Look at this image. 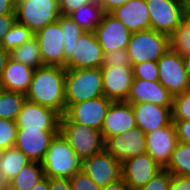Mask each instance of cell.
Returning <instances> with one entry per match:
<instances>
[{
  "label": "cell",
  "instance_id": "31",
  "mask_svg": "<svg viewBox=\"0 0 190 190\" xmlns=\"http://www.w3.org/2000/svg\"><path fill=\"white\" fill-rule=\"evenodd\" d=\"M169 43L174 52L190 55V22L186 18L169 35Z\"/></svg>",
  "mask_w": 190,
  "mask_h": 190
},
{
  "label": "cell",
  "instance_id": "48",
  "mask_svg": "<svg viewBox=\"0 0 190 190\" xmlns=\"http://www.w3.org/2000/svg\"><path fill=\"white\" fill-rule=\"evenodd\" d=\"M9 58V51L0 46V79Z\"/></svg>",
  "mask_w": 190,
  "mask_h": 190
},
{
  "label": "cell",
  "instance_id": "41",
  "mask_svg": "<svg viewBox=\"0 0 190 190\" xmlns=\"http://www.w3.org/2000/svg\"><path fill=\"white\" fill-rule=\"evenodd\" d=\"M175 128L178 141L190 143V121L188 120H172Z\"/></svg>",
  "mask_w": 190,
  "mask_h": 190
},
{
  "label": "cell",
  "instance_id": "28",
  "mask_svg": "<svg viewBox=\"0 0 190 190\" xmlns=\"http://www.w3.org/2000/svg\"><path fill=\"white\" fill-rule=\"evenodd\" d=\"M9 56L12 60L25 64L33 69L44 66L40 56L39 43L35 37L21 46L12 49L9 52Z\"/></svg>",
  "mask_w": 190,
  "mask_h": 190
},
{
  "label": "cell",
  "instance_id": "2",
  "mask_svg": "<svg viewBox=\"0 0 190 190\" xmlns=\"http://www.w3.org/2000/svg\"><path fill=\"white\" fill-rule=\"evenodd\" d=\"M44 177L70 179L81 168V159L60 132L40 162Z\"/></svg>",
  "mask_w": 190,
  "mask_h": 190
},
{
  "label": "cell",
  "instance_id": "46",
  "mask_svg": "<svg viewBox=\"0 0 190 190\" xmlns=\"http://www.w3.org/2000/svg\"><path fill=\"white\" fill-rule=\"evenodd\" d=\"M16 0H0V16L15 14Z\"/></svg>",
  "mask_w": 190,
  "mask_h": 190
},
{
  "label": "cell",
  "instance_id": "34",
  "mask_svg": "<svg viewBox=\"0 0 190 190\" xmlns=\"http://www.w3.org/2000/svg\"><path fill=\"white\" fill-rule=\"evenodd\" d=\"M172 120L190 121V89L173 96Z\"/></svg>",
  "mask_w": 190,
  "mask_h": 190
},
{
  "label": "cell",
  "instance_id": "27",
  "mask_svg": "<svg viewBox=\"0 0 190 190\" xmlns=\"http://www.w3.org/2000/svg\"><path fill=\"white\" fill-rule=\"evenodd\" d=\"M44 177L40 162L31 161L13 178L3 190H31Z\"/></svg>",
  "mask_w": 190,
  "mask_h": 190
},
{
  "label": "cell",
  "instance_id": "51",
  "mask_svg": "<svg viewBox=\"0 0 190 190\" xmlns=\"http://www.w3.org/2000/svg\"><path fill=\"white\" fill-rule=\"evenodd\" d=\"M180 3L182 4L184 9L190 7V0H180Z\"/></svg>",
  "mask_w": 190,
  "mask_h": 190
},
{
  "label": "cell",
  "instance_id": "26",
  "mask_svg": "<svg viewBox=\"0 0 190 190\" xmlns=\"http://www.w3.org/2000/svg\"><path fill=\"white\" fill-rule=\"evenodd\" d=\"M105 12L96 1H90L68 16L76 22L84 32H94L101 23Z\"/></svg>",
  "mask_w": 190,
  "mask_h": 190
},
{
  "label": "cell",
  "instance_id": "7",
  "mask_svg": "<svg viewBox=\"0 0 190 190\" xmlns=\"http://www.w3.org/2000/svg\"><path fill=\"white\" fill-rule=\"evenodd\" d=\"M158 81L173 95L190 89V81L184 66L183 56L168 49L157 61Z\"/></svg>",
  "mask_w": 190,
  "mask_h": 190
},
{
  "label": "cell",
  "instance_id": "25",
  "mask_svg": "<svg viewBox=\"0 0 190 190\" xmlns=\"http://www.w3.org/2000/svg\"><path fill=\"white\" fill-rule=\"evenodd\" d=\"M30 162V159L15 146L0 151V190H3Z\"/></svg>",
  "mask_w": 190,
  "mask_h": 190
},
{
  "label": "cell",
  "instance_id": "4",
  "mask_svg": "<svg viewBox=\"0 0 190 190\" xmlns=\"http://www.w3.org/2000/svg\"><path fill=\"white\" fill-rule=\"evenodd\" d=\"M59 132L80 159H86L105 149V141L100 130L74 123L65 115L60 117Z\"/></svg>",
  "mask_w": 190,
  "mask_h": 190
},
{
  "label": "cell",
  "instance_id": "36",
  "mask_svg": "<svg viewBox=\"0 0 190 190\" xmlns=\"http://www.w3.org/2000/svg\"><path fill=\"white\" fill-rule=\"evenodd\" d=\"M134 78H141L146 81H158L159 72L157 62L149 61L132 66Z\"/></svg>",
  "mask_w": 190,
  "mask_h": 190
},
{
  "label": "cell",
  "instance_id": "42",
  "mask_svg": "<svg viewBox=\"0 0 190 190\" xmlns=\"http://www.w3.org/2000/svg\"><path fill=\"white\" fill-rule=\"evenodd\" d=\"M168 190H190V176H177L171 174Z\"/></svg>",
  "mask_w": 190,
  "mask_h": 190
},
{
  "label": "cell",
  "instance_id": "23",
  "mask_svg": "<svg viewBox=\"0 0 190 190\" xmlns=\"http://www.w3.org/2000/svg\"><path fill=\"white\" fill-rule=\"evenodd\" d=\"M110 13L119 19L131 33L151 29L146 0H130Z\"/></svg>",
  "mask_w": 190,
  "mask_h": 190
},
{
  "label": "cell",
  "instance_id": "8",
  "mask_svg": "<svg viewBox=\"0 0 190 190\" xmlns=\"http://www.w3.org/2000/svg\"><path fill=\"white\" fill-rule=\"evenodd\" d=\"M151 29L170 35L184 20L185 9L180 0H146Z\"/></svg>",
  "mask_w": 190,
  "mask_h": 190
},
{
  "label": "cell",
  "instance_id": "1",
  "mask_svg": "<svg viewBox=\"0 0 190 190\" xmlns=\"http://www.w3.org/2000/svg\"><path fill=\"white\" fill-rule=\"evenodd\" d=\"M66 68L44 65L34 70L26 100L56 111L63 116L65 102Z\"/></svg>",
  "mask_w": 190,
  "mask_h": 190
},
{
  "label": "cell",
  "instance_id": "14",
  "mask_svg": "<svg viewBox=\"0 0 190 190\" xmlns=\"http://www.w3.org/2000/svg\"><path fill=\"white\" fill-rule=\"evenodd\" d=\"M162 168L148 154L137 155L121 163V178L130 190H137L148 183Z\"/></svg>",
  "mask_w": 190,
  "mask_h": 190
},
{
  "label": "cell",
  "instance_id": "40",
  "mask_svg": "<svg viewBox=\"0 0 190 190\" xmlns=\"http://www.w3.org/2000/svg\"><path fill=\"white\" fill-rule=\"evenodd\" d=\"M93 0H58L61 15L68 16L81 6Z\"/></svg>",
  "mask_w": 190,
  "mask_h": 190
},
{
  "label": "cell",
  "instance_id": "39",
  "mask_svg": "<svg viewBox=\"0 0 190 190\" xmlns=\"http://www.w3.org/2000/svg\"><path fill=\"white\" fill-rule=\"evenodd\" d=\"M72 190H103L86 173L79 171L70 179Z\"/></svg>",
  "mask_w": 190,
  "mask_h": 190
},
{
  "label": "cell",
  "instance_id": "22",
  "mask_svg": "<svg viewBox=\"0 0 190 190\" xmlns=\"http://www.w3.org/2000/svg\"><path fill=\"white\" fill-rule=\"evenodd\" d=\"M136 127L145 134L172 122V107L160 106L150 102L132 104Z\"/></svg>",
  "mask_w": 190,
  "mask_h": 190
},
{
  "label": "cell",
  "instance_id": "44",
  "mask_svg": "<svg viewBox=\"0 0 190 190\" xmlns=\"http://www.w3.org/2000/svg\"><path fill=\"white\" fill-rule=\"evenodd\" d=\"M103 8L105 13H110L116 7L122 6L130 0H96Z\"/></svg>",
  "mask_w": 190,
  "mask_h": 190
},
{
  "label": "cell",
  "instance_id": "18",
  "mask_svg": "<svg viewBox=\"0 0 190 190\" xmlns=\"http://www.w3.org/2000/svg\"><path fill=\"white\" fill-rule=\"evenodd\" d=\"M104 96L112 101H126L134 79L132 66L101 67Z\"/></svg>",
  "mask_w": 190,
  "mask_h": 190
},
{
  "label": "cell",
  "instance_id": "11",
  "mask_svg": "<svg viewBox=\"0 0 190 190\" xmlns=\"http://www.w3.org/2000/svg\"><path fill=\"white\" fill-rule=\"evenodd\" d=\"M103 49L94 32H83L72 47V56L66 62V69L101 68Z\"/></svg>",
  "mask_w": 190,
  "mask_h": 190
},
{
  "label": "cell",
  "instance_id": "3",
  "mask_svg": "<svg viewBox=\"0 0 190 190\" xmlns=\"http://www.w3.org/2000/svg\"><path fill=\"white\" fill-rule=\"evenodd\" d=\"M104 96L101 68L66 69L65 102L71 104Z\"/></svg>",
  "mask_w": 190,
  "mask_h": 190
},
{
  "label": "cell",
  "instance_id": "12",
  "mask_svg": "<svg viewBox=\"0 0 190 190\" xmlns=\"http://www.w3.org/2000/svg\"><path fill=\"white\" fill-rule=\"evenodd\" d=\"M112 100L105 96L71 104L64 115L72 122L100 130Z\"/></svg>",
  "mask_w": 190,
  "mask_h": 190
},
{
  "label": "cell",
  "instance_id": "10",
  "mask_svg": "<svg viewBox=\"0 0 190 190\" xmlns=\"http://www.w3.org/2000/svg\"><path fill=\"white\" fill-rule=\"evenodd\" d=\"M80 171L86 173L98 186L104 188L121 179V162L106 149L86 159H81Z\"/></svg>",
  "mask_w": 190,
  "mask_h": 190
},
{
  "label": "cell",
  "instance_id": "21",
  "mask_svg": "<svg viewBox=\"0 0 190 190\" xmlns=\"http://www.w3.org/2000/svg\"><path fill=\"white\" fill-rule=\"evenodd\" d=\"M59 131L17 130L15 147L30 161L41 162Z\"/></svg>",
  "mask_w": 190,
  "mask_h": 190
},
{
  "label": "cell",
  "instance_id": "52",
  "mask_svg": "<svg viewBox=\"0 0 190 190\" xmlns=\"http://www.w3.org/2000/svg\"><path fill=\"white\" fill-rule=\"evenodd\" d=\"M185 18L190 22V7L185 9Z\"/></svg>",
  "mask_w": 190,
  "mask_h": 190
},
{
  "label": "cell",
  "instance_id": "16",
  "mask_svg": "<svg viewBox=\"0 0 190 190\" xmlns=\"http://www.w3.org/2000/svg\"><path fill=\"white\" fill-rule=\"evenodd\" d=\"M96 38L103 49V53L114 50L127 49L131 32L111 13H105L101 23L94 31Z\"/></svg>",
  "mask_w": 190,
  "mask_h": 190
},
{
  "label": "cell",
  "instance_id": "38",
  "mask_svg": "<svg viewBox=\"0 0 190 190\" xmlns=\"http://www.w3.org/2000/svg\"><path fill=\"white\" fill-rule=\"evenodd\" d=\"M113 65L131 66L127 49L114 50L104 54L102 67H110Z\"/></svg>",
  "mask_w": 190,
  "mask_h": 190
},
{
  "label": "cell",
  "instance_id": "13",
  "mask_svg": "<svg viewBox=\"0 0 190 190\" xmlns=\"http://www.w3.org/2000/svg\"><path fill=\"white\" fill-rule=\"evenodd\" d=\"M34 37L38 40L40 56L44 65L65 68L64 39L60 23L54 22L38 30Z\"/></svg>",
  "mask_w": 190,
  "mask_h": 190
},
{
  "label": "cell",
  "instance_id": "50",
  "mask_svg": "<svg viewBox=\"0 0 190 190\" xmlns=\"http://www.w3.org/2000/svg\"><path fill=\"white\" fill-rule=\"evenodd\" d=\"M183 59H184V66L186 69V73H187L188 79L190 81V55L183 56Z\"/></svg>",
  "mask_w": 190,
  "mask_h": 190
},
{
  "label": "cell",
  "instance_id": "33",
  "mask_svg": "<svg viewBox=\"0 0 190 190\" xmlns=\"http://www.w3.org/2000/svg\"><path fill=\"white\" fill-rule=\"evenodd\" d=\"M33 37L34 33L29 28L16 21L12 28L5 34L1 47L10 52L12 49L30 41Z\"/></svg>",
  "mask_w": 190,
  "mask_h": 190
},
{
  "label": "cell",
  "instance_id": "47",
  "mask_svg": "<svg viewBox=\"0 0 190 190\" xmlns=\"http://www.w3.org/2000/svg\"><path fill=\"white\" fill-rule=\"evenodd\" d=\"M103 190H130L125 183V181L121 178L116 182L110 183L103 188Z\"/></svg>",
  "mask_w": 190,
  "mask_h": 190
},
{
  "label": "cell",
  "instance_id": "17",
  "mask_svg": "<svg viewBox=\"0 0 190 190\" xmlns=\"http://www.w3.org/2000/svg\"><path fill=\"white\" fill-rule=\"evenodd\" d=\"M145 135L147 153L162 169H165L178 143L176 128L173 121L169 125L158 128Z\"/></svg>",
  "mask_w": 190,
  "mask_h": 190
},
{
  "label": "cell",
  "instance_id": "20",
  "mask_svg": "<svg viewBox=\"0 0 190 190\" xmlns=\"http://www.w3.org/2000/svg\"><path fill=\"white\" fill-rule=\"evenodd\" d=\"M130 104L150 102L165 107H173V95L159 82L134 78L129 96Z\"/></svg>",
  "mask_w": 190,
  "mask_h": 190
},
{
  "label": "cell",
  "instance_id": "9",
  "mask_svg": "<svg viewBox=\"0 0 190 190\" xmlns=\"http://www.w3.org/2000/svg\"><path fill=\"white\" fill-rule=\"evenodd\" d=\"M60 117L56 111L26 100L15 121L17 130L59 131Z\"/></svg>",
  "mask_w": 190,
  "mask_h": 190
},
{
  "label": "cell",
  "instance_id": "49",
  "mask_svg": "<svg viewBox=\"0 0 190 190\" xmlns=\"http://www.w3.org/2000/svg\"><path fill=\"white\" fill-rule=\"evenodd\" d=\"M31 190H50V178L43 177Z\"/></svg>",
  "mask_w": 190,
  "mask_h": 190
},
{
  "label": "cell",
  "instance_id": "43",
  "mask_svg": "<svg viewBox=\"0 0 190 190\" xmlns=\"http://www.w3.org/2000/svg\"><path fill=\"white\" fill-rule=\"evenodd\" d=\"M16 23V14H5L0 16V46L5 34Z\"/></svg>",
  "mask_w": 190,
  "mask_h": 190
},
{
  "label": "cell",
  "instance_id": "24",
  "mask_svg": "<svg viewBox=\"0 0 190 190\" xmlns=\"http://www.w3.org/2000/svg\"><path fill=\"white\" fill-rule=\"evenodd\" d=\"M34 70L9 58L0 79V88L26 94L29 90Z\"/></svg>",
  "mask_w": 190,
  "mask_h": 190
},
{
  "label": "cell",
  "instance_id": "19",
  "mask_svg": "<svg viewBox=\"0 0 190 190\" xmlns=\"http://www.w3.org/2000/svg\"><path fill=\"white\" fill-rule=\"evenodd\" d=\"M136 127L132 104L127 101H112L101 128L106 142L110 137Z\"/></svg>",
  "mask_w": 190,
  "mask_h": 190
},
{
  "label": "cell",
  "instance_id": "32",
  "mask_svg": "<svg viewBox=\"0 0 190 190\" xmlns=\"http://www.w3.org/2000/svg\"><path fill=\"white\" fill-rule=\"evenodd\" d=\"M64 39L65 66L67 60L72 56V47L84 32L79 25L74 22L69 16L61 15L58 18Z\"/></svg>",
  "mask_w": 190,
  "mask_h": 190
},
{
  "label": "cell",
  "instance_id": "37",
  "mask_svg": "<svg viewBox=\"0 0 190 190\" xmlns=\"http://www.w3.org/2000/svg\"><path fill=\"white\" fill-rule=\"evenodd\" d=\"M171 180V173L162 169L148 183L137 190H168Z\"/></svg>",
  "mask_w": 190,
  "mask_h": 190
},
{
  "label": "cell",
  "instance_id": "6",
  "mask_svg": "<svg viewBox=\"0 0 190 190\" xmlns=\"http://www.w3.org/2000/svg\"><path fill=\"white\" fill-rule=\"evenodd\" d=\"M16 21L34 34L61 16L58 0H16Z\"/></svg>",
  "mask_w": 190,
  "mask_h": 190
},
{
  "label": "cell",
  "instance_id": "35",
  "mask_svg": "<svg viewBox=\"0 0 190 190\" xmlns=\"http://www.w3.org/2000/svg\"><path fill=\"white\" fill-rule=\"evenodd\" d=\"M16 133V121L0 119V151L15 146Z\"/></svg>",
  "mask_w": 190,
  "mask_h": 190
},
{
  "label": "cell",
  "instance_id": "45",
  "mask_svg": "<svg viewBox=\"0 0 190 190\" xmlns=\"http://www.w3.org/2000/svg\"><path fill=\"white\" fill-rule=\"evenodd\" d=\"M50 190H72L69 179L50 178Z\"/></svg>",
  "mask_w": 190,
  "mask_h": 190
},
{
  "label": "cell",
  "instance_id": "29",
  "mask_svg": "<svg viewBox=\"0 0 190 190\" xmlns=\"http://www.w3.org/2000/svg\"><path fill=\"white\" fill-rule=\"evenodd\" d=\"M165 169L172 175L190 176V143L178 141Z\"/></svg>",
  "mask_w": 190,
  "mask_h": 190
},
{
  "label": "cell",
  "instance_id": "5",
  "mask_svg": "<svg viewBox=\"0 0 190 190\" xmlns=\"http://www.w3.org/2000/svg\"><path fill=\"white\" fill-rule=\"evenodd\" d=\"M169 48L168 35L149 29L131 34L127 52L133 66L142 62H157Z\"/></svg>",
  "mask_w": 190,
  "mask_h": 190
},
{
  "label": "cell",
  "instance_id": "15",
  "mask_svg": "<svg viewBox=\"0 0 190 190\" xmlns=\"http://www.w3.org/2000/svg\"><path fill=\"white\" fill-rule=\"evenodd\" d=\"M146 135L138 127L110 137L105 149L121 163L128 158L147 153Z\"/></svg>",
  "mask_w": 190,
  "mask_h": 190
},
{
  "label": "cell",
  "instance_id": "30",
  "mask_svg": "<svg viewBox=\"0 0 190 190\" xmlns=\"http://www.w3.org/2000/svg\"><path fill=\"white\" fill-rule=\"evenodd\" d=\"M25 101L26 94L0 88V119L15 121Z\"/></svg>",
  "mask_w": 190,
  "mask_h": 190
}]
</instances>
